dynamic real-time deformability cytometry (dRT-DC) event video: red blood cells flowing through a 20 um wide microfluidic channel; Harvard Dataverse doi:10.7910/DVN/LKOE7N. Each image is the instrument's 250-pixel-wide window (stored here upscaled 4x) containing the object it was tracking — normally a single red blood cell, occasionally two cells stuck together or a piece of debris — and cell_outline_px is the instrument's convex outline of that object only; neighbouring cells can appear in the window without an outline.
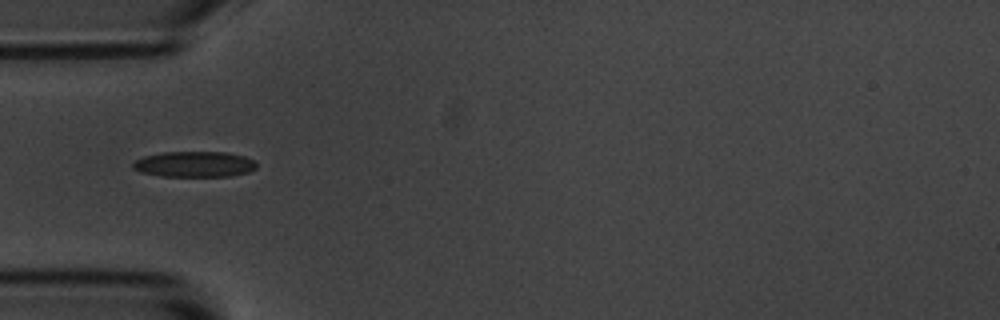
{"species": "common noctule bat (a hibernating species)", "species_latin": "Nyctalus noctula", "temperature_condition": "room temperature", "stored_images_in_passage": 3, "camera_frame_rate_fps": 3000, "um_per_image_px": 0.085, "animal": {"sex": "male", "body_mass_g": 20.1, "forearm_length_mm": 53.5}, "frame": {"image": 1, "passage_image": 1, "time_ms": 0.0, "image_size_px": [1000, 320], "cell_outline_px": [[256, 168], [248, 172], [228, 176], [160, 176], [140, 172], [132, 168], [132, 164], [136, 160], [144, 156], [164, 152], [224, 152], [244, 156], [252, 160], [256, 164]], "centroid_in_image_um": [16.49, 13.96], "position_along_channel_um": 68.5, "area_um2": 18.38}}
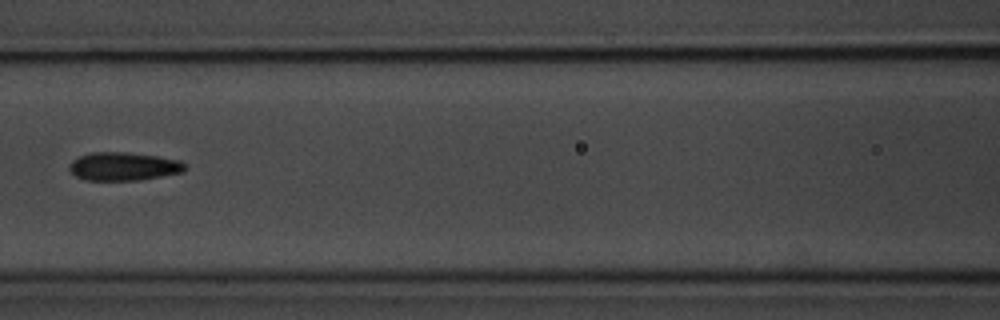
{"frame": {"image": 2, "passage_image": 3, "time_ms": 2.333, "image_size_px": [1000, 320], "cell_outline_px": [[184, 172], [140, 180], [84, 180], [76, 176], [68, 168], [72, 160], [80, 156], [92, 152], [128, 152], [156, 156], [180, 160], [184, 164]], "centroid_in_image_um": [10.49, 14.14], "position_along_channel_um": 156.1, "area_um2": 19.02}}